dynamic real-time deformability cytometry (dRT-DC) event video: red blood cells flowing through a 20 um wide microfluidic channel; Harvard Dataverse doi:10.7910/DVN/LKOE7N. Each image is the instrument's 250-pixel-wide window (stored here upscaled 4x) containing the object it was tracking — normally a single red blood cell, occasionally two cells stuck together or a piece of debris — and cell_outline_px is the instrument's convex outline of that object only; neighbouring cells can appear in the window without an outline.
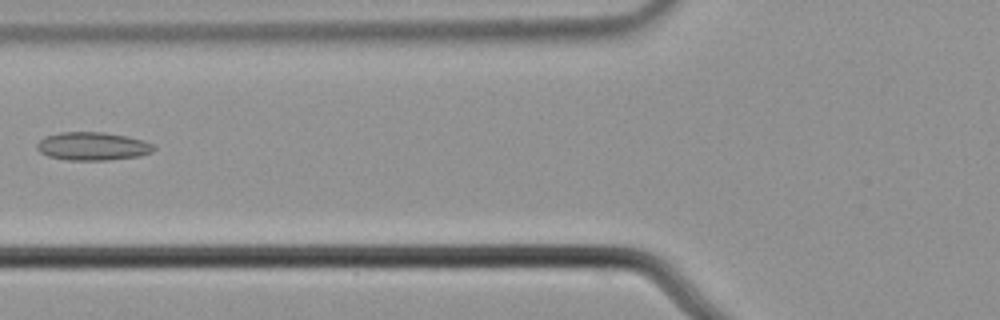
{"species": "common noctule bat (a hibernating species)", "species_latin": "Nyctalus noctula", "temperature_condition": "cold", "stored_images_in_passage": 5, "camera_frame_rate_fps": 3000, "um_per_image_px": 0.085, "animal": {"sex": "male", "body_mass_g": 21.5, "forearm_length_mm": 52.0}, "frame": {"image": 1, "passage_image": 5, "time_ms": 1.333, "image_size_px": [1000, 320], "cell_outline_px": [[156, 148], [152, 152], [140, 156], [108, 160], [68, 160], [48, 156], [40, 152], [36, 148], [36, 144], [44, 136], [60, 132], [104, 132], [128, 136], [144, 140], [152, 144]], "centroid_in_image_um": [7.87, 12.42], "position_along_channel_um": 117.9, "area_um2": 19.36}}